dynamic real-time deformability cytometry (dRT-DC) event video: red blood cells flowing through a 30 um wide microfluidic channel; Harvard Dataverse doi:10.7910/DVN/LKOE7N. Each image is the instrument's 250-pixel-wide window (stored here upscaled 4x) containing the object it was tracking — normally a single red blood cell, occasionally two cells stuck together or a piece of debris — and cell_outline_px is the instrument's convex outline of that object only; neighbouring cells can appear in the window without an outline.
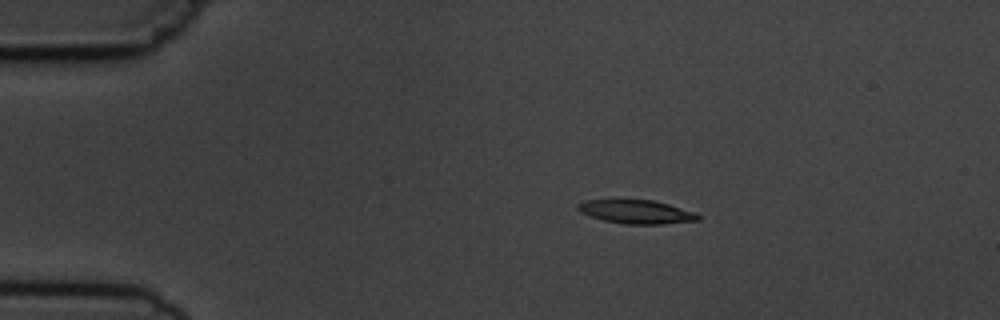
{"species": "common noctule bat (a hibernating species)", "species_latin": "Nyctalus noctula", "temperature_condition": "cold", "stored_images_in_passage": 9, "camera_frame_rate_fps": 3000, "um_per_image_px": 0.085, "animal": {"sex": "male", "body_mass_g": 19.5, "forearm_length_mm": 54.6}, "frame": {"image": 1, "passage_image": 1, "time_ms": 0.0, "image_size_px": [1000, 320], "cell_outline_px": [[700, 220], [660, 224], [624, 224], [604, 220], [580, 212], [576, 208], [576, 204], [588, 200], [652, 200], [668, 204], [692, 212], [700, 216]], "centroid_in_image_um": [54.06, 18.0], "position_along_channel_um": 30.9, "area_um2": 16.24}}
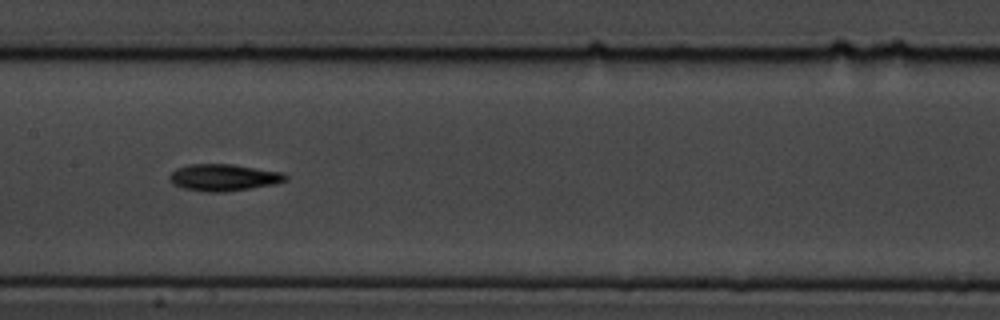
{"frame": {"image": 2, "passage_image": 6, "time_ms": 5.667, "image_size_px": [1000, 320], "cell_outline_px": [[288, 180], [276, 184], [252, 188], [224, 192], [208, 192], [184, 188], [172, 184], [168, 176], [176, 168], [188, 164], [232, 164], [284, 172], [288, 176]], "centroid_in_image_um": [19.04, 15.08], "position_along_channel_um": 188.4, "area_um2": 18.32}}
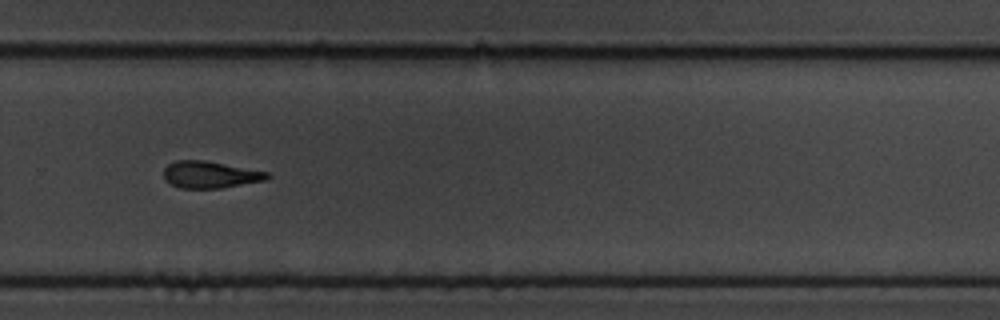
{"frame": {"image": 3, "passage_image": 9, "time_ms": 9.0, "image_size_px": [1000, 320], "cell_outline_px": [[272, 176], [268, 180], [220, 188], [180, 188], [164, 180], [164, 168], [168, 164], [176, 160], [204, 160], [268, 172]], "centroid_in_image_um": [17.87, 14.84], "position_along_channel_um": 311.9, "area_um2": 16.24}}